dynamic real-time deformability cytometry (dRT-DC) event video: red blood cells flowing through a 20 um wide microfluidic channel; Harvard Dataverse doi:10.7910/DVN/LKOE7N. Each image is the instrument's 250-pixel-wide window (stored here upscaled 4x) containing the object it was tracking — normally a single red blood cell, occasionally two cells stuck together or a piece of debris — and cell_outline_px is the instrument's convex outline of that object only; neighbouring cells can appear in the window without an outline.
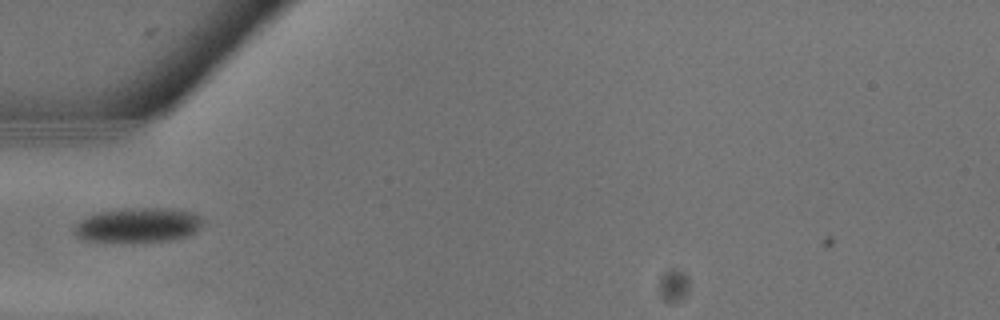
{"species": "common noctule bat (a hibernating species)", "species_latin": "Nyctalus noctula", "temperature_condition": "warm", "stored_images_in_passage": 4, "camera_frame_rate_fps": 3000, "um_per_image_px": 0.085, "animal": {"sex": "male", "body_mass_g": 13.3}, "frame": {"image": 1, "passage_image": 3, "time_ms": 0.667, "image_size_px": [1000, 320], "cell_outline_px": [[204, 224], [196, 232], [188, 236], [176, 240], [112, 244], [80, 240], [72, 232], [76, 224], [80, 220], [88, 216], [100, 212], [140, 208], [168, 208], [188, 212], [200, 216]], "centroid_in_image_um": [11.7, 19.2], "position_along_channel_um": 73.3, "area_um2": 26.65}}